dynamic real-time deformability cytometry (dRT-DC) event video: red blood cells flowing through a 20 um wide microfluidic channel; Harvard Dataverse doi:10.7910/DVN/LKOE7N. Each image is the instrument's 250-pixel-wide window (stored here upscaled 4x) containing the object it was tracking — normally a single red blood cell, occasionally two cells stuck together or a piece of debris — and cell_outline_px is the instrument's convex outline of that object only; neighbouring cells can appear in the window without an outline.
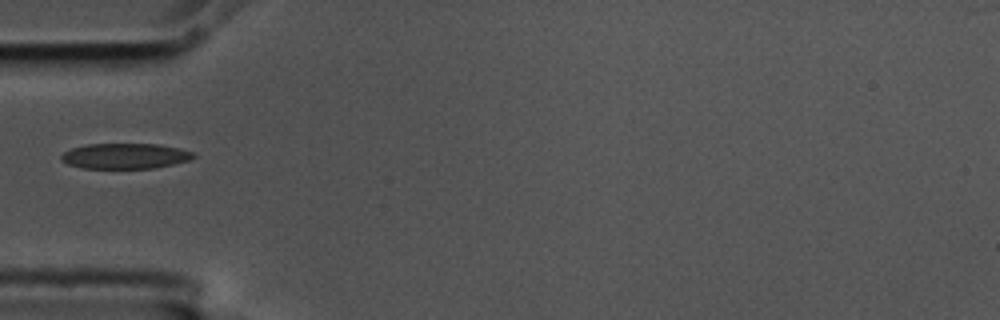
{"species": "common noctule bat (a hibernating species)", "species_latin": "Nyctalus noctula", "temperature_condition": "cold", "stored_images_in_passage": 4, "camera_frame_rate_fps": 3000, "um_per_image_px": 0.085, "animal": {"sex": "male", "body_mass_g": 17.5, "forearm_length_mm": 52.3}, "frame": {"image": 1, "passage_image": 1, "time_ms": 0.0, "image_size_px": [1000, 320], "cell_outline_px": [[196, 156], [188, 160], [156, 168], [80, 168], [68, 164], [60, 160], [60, 156], [64, 152], [72, 148], [88, 144], [160, 144], [180, 148], [196, 152]], "centroid_in_image_um": [10.65, 13.26], "position_along_channel_um": 74.4, "area_um2": 19.71}}
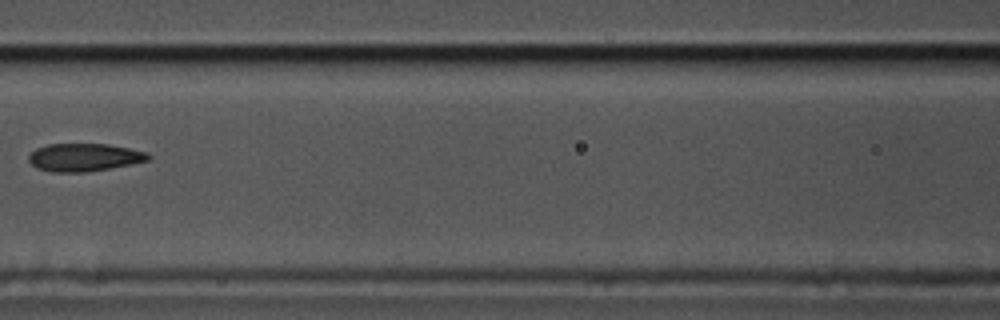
{"frame": {"image": 2, "passage_image": 3, "time_ms": 0.667, "image_size_px": [1000, 320], "cell_outline_px": [[152, 160], [132, 164], [84, 172], [52, 172], [36, 168], [28, 160], [28, 156], [36, 148], [48, 144], [108, 144], [148, 152], [152, 156]], "centroid_in_image_um": [7.18, 13.37], "position_along_channel_um": 159.4, "area_um2": 19.48}}